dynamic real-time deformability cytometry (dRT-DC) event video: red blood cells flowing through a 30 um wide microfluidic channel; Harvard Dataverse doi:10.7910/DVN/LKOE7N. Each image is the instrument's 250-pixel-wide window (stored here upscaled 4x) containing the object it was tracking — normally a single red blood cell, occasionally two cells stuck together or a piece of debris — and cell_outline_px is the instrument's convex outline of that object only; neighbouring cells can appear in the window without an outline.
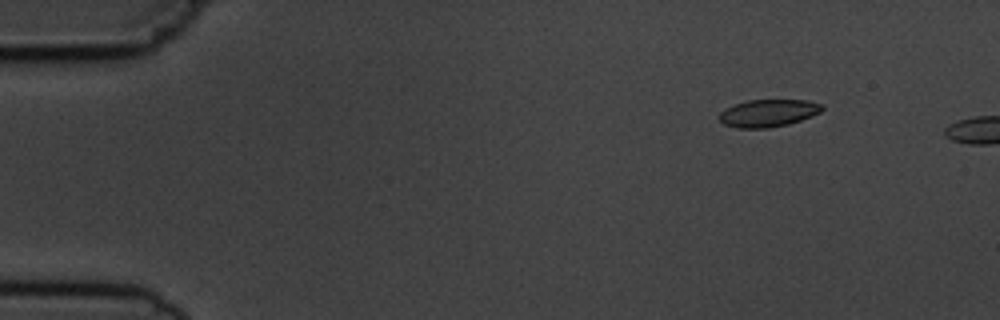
{"species": "common noctule bat (a hibernating species)", "species_latin": "Nyctalus noctula", "temperature_condition": "cold", "stored_images_in_passage": 4, "camera_frame_rate_fps": 3000, "um_per_image_px": 0.085, "animal": {"sex": "male", "body_mass_g": 19.5, "forearm_length_mm": 54.6}, "frame": {"image": 1, "passage_image": 3, "time_ms": 2.0, "image_size_px": [1000, 320], "cell_outline_px": [[824, 108], [820, 112], [812, 116], [788, 124], [768, 128], [736, 128], [724, 124], [720, 120], [720, 112], [724, 108], [748, 100], [808, 100], [824, 104]], "centroid_in_image_um": [65.32, 9.61], "position_along_channel_um": 19.7, "area_um2": 16.47}}